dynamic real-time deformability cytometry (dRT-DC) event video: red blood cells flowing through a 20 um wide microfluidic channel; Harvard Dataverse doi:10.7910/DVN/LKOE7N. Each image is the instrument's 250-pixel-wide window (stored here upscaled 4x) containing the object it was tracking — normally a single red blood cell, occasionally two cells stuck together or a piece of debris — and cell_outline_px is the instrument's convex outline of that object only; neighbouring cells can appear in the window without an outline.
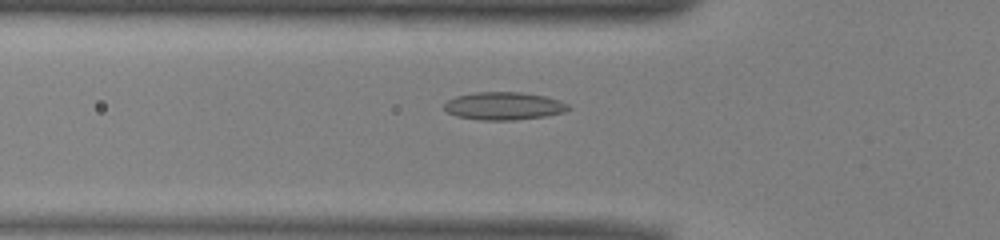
{"species": "common noctule bat (a hibernating species)", "species_latin": "Nyctalus noctula", "temperature_condition": "warm", "stored_images_in_passage": 36, "camera_frame_rate_fps": 3000, "um_per_image_px": 0.085, "animal": {"sex": "male", "body_mass_g": 13.0, "forearm_length_mm": 53.1}, "frame": {"image": 1, "passage_image": 8, "time_ms": 2.333, "image_size_px": [1000, 240], "cell_outline_px": [[572, 108], [564, 112], [544, 116], [516, 120], [480, 120], [456, 116], [448, 112], [444, 108], [444, 104], [448, 100], [456, 96], [476, 92], [520, 92], [544, 96], [560, 100], [568, 104]], "centroid_in_image_um": [42.84, 9.01], "position_along_channel_um": 83.0, "area_um2": 20.11}}
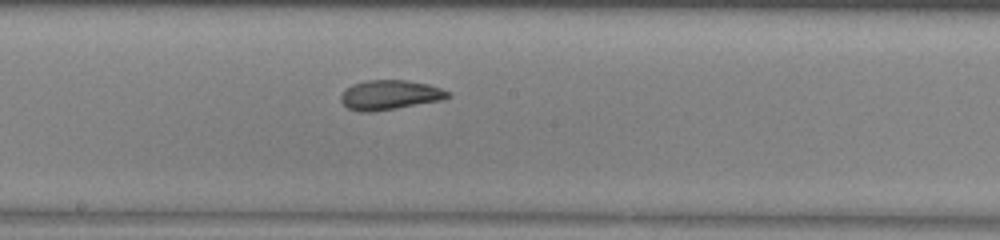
{"frame": {"image": 2, "passage_image": 18, "time_ms": 5.667, "image_size_px": [1000, 240], "cell_outline_px": [[452, 96], [440, 100], [396, 108], [368, 112], [360, 112], [348, 108], [340, 100], [340, 96], [352, 84], [368, 80], [408, 80], [428, 84], [452, 92]], "centroid_in_image_um": [33.16, 8.06], "position_along_channel_um": 215.0, "area_um2": 18.32}}
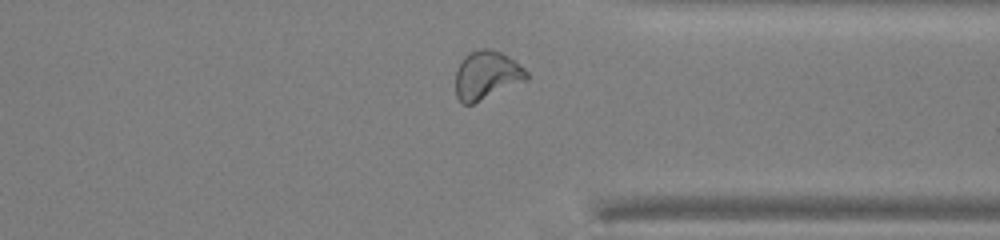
{"frame": {"image": 3, "passage_image": 30, "time_ms": 9.667, "image_size_px": [1000, 240], "cell_outline_px": [[528, 76], [524, 80], [472, 104], [464, 104], [456, 96], [456, 68], [460, 60], [464, 56], [480, 48], [488, 48], [500, 52], [508, 56], [524, 68], [528, 72]], "centroid_in_image_um": [41.32, 6.36], "position_along_channel_um": 370.1, "area_um2": 19.65}, "authors_computed_cell_mechanics": {"area_um2": 18.9584, "velocity_mm_per_s": 3.9502, "shape_relaxation_time_tau1_ms": null, "shape_relaxation_time_tau2_ms": 1.8246, "deformation_change_tau1": null, "deformation_change_tau2": 0.086}}